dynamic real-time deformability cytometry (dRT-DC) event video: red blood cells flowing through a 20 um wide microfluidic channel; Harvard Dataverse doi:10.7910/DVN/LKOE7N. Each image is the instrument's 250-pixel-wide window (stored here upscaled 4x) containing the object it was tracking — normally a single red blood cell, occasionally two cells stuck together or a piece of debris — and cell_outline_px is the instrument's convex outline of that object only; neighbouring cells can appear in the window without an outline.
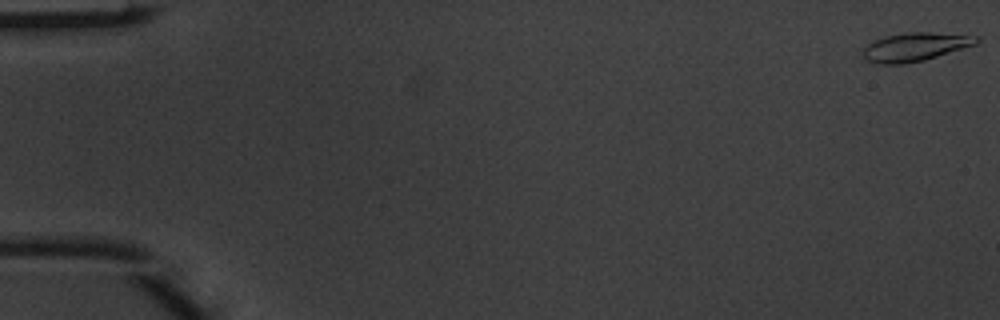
{"species": "common noctule bat (a hibernating species)", "species_latin": "Nyctalus noctula", "temperature_condition": "warm", "stored_images_in_passage": 4, "camera_frame_rate_fps": 3000, "um_per_image_px": 0.085, "animal": {"sex": "male", "body_mass_g": 20.1, "forearm_length_mm": 53.5}, "frame": {"image": 1, "passage_image": 1, "time_ms": 0.0, "image_size_px": [1000, 320], "cell_outline_px": [[980, 40], [976, 44], [924, 60], [904, 64], [876, 64], [864, 60], [860, 52], [868, 44], [876, 40], [888, 36], [908, 32], [932, 32], [980, 36]], "centroid_in_image_um": [77.76, 3.99], "position_along_channel_um": 7.2, "area_um2": 18.9}}